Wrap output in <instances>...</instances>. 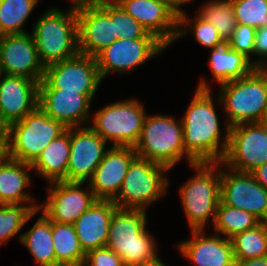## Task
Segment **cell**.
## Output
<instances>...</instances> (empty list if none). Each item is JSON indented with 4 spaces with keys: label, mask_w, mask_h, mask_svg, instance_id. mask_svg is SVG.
Wrapping results in <instances>:
<instances>
[{
    "label": "cell",
    "mask_w": 267,
    "mask_h": 266,
    "mask_svg": "<svg viewBox=\"0 0 267 266\" xmlns=\"http://www.w3.org/2000/svg\"><path fill=\"white\" fill-rule=\"evenodd\" d=\"M190 167L197 173L180 187L179 197L190 229L204 230L207 223L214 224L220 203V162H198Z\"/></svg>",
    "instance_id": "5"
},
{
    "label": "cell",
    "mask_w": 267,
    "mask_h": 266,
    "mask_svg": "<svg viewBox=\"0 0 267 266\" xmlns=\"http://www.w3.org/2000/svg\"><path fill=\"white\" fill-rule=\"evenodd\" d=\"M147 212L117 208L112 214L106 247L121 257L125 266H137L158 255V245L146 230Z\"/></svg>",
    "instance_id": "4"
},
{
    "label": "cell",
    "mask_w": 267,
    "mask_h": 266,
    "mask_svg": "<svg viewBox=\"0 0 267 266\" xmlns=\"http://www.w3.org/2000/svg\"><path fill=\"white\" fill-rule=\"evenodd\" d=\"M70 156V128L53 139L31 164L32 170L49 183L67 182V168Z\"/></svg>",
    "instance_id": "25"
},
{
    "label": "cell",
    "mask_w": 267,
    "mask_h": 266,
    "mask_svg": "<svg viewBox=\"0 0 267 266\" xmlns=\"http://www.w3.org/2000/svg\"><path fill=\"white\" fill-rule=\"evenodd\" d=\"M206 230H191V238L177 246L179 253L197 266H234L231 239L220 234L205 235Z\"/></svg>",
    "instance_id": "22"
},
{
    "label": "cell",
    "mask_w": 267,
    "mask_h": 266,
    "mask_svg": "<svg viewBox=\"0 0 267 266\" xmlns=\"http://www.w3.org/2000/svg\"><path fill=\"white\" fill-rule=\"evenodd\" d=\"M68 266H85L84 264H80V265H68Z\"/></svg>",
    "instance_id": "47"
},
{
    "label": "cell",
    "mask_w": 267,
    "mask_h": 266,
    "mask_svg": "<svg viewBox=\"0 0 267 266\" xmlns=\"http://www.w3.org/2000/svg\"><path fill=\"white\" fill-rule=\"evenodd\" d=\"M166 47L177 40L179 18L160 0H115Z\"/></svg>",
    "instance_id": "20"
},
{
    "label": "cell",
    "mask_w": 267,
    "mask_h": 266,
    "mask_svg": "<svg viewBox=\"0 0 267 266\" xmlns=\"http://www.w3.org/2000/svg\"><path fill=\"white\" fill-rule=\"evenodd\" d=\"M166 48L157 38H118L101 50L95 58L103 80L112 72L130 73L147 60L161 54Z\"/></svg>",
    "instance_id": "12"
},
{
    "label": "cell",
    "mask_w": 267,
    "mask_h": 266,
    "mask_svg": "<svg viewBox=\"0 0 267 266\" xmlns=\"http://www.w3.org/2000/svg\"><path fill=\"white\" fill-rule=\"evenodd\" d=\"M222 163L229 169L248 173L267 163V124L243 123L230 127Z\"/></svg>",
    "instance_id": "11"
},
{
    "label": "cell",
    "mask_w": 267,
    "mask_h": 266,
    "mask_svg": "<svg viewBox=\"0 0 267 266\" xmlns=\"http://www.w3.org/2000/svg\"><path fill=\"white\" fill-rule=\"evenodd\" d=\"M114 20L115 34L118 38L139 39L156 38L128 14L115 0L96 1Z\"/></svg>",
    "instance_id": "34"
},
{
    "label": "cell",
    "mask_w": 267,
    "mask_h": 266,
    "mask_svg": "<svg viewBox=\"0 0 267 266\" xmlns=\"http://www.w3.org/2000/svg\"><path fill=\"white\" fill-rule=\"evenodd\" d=\"M39 210V204L0 205V245L19 234Z\"/></svg>",
    "instance_id": "33"
},
{
    "label": "cell",
    "mask_w": 267,
    "mask_h": 266,
    "mask_svg": "<svg viewBox=\"0 0 267 266\" xmlns=\"http://www.w3.org/2000/svg\"><path fill=\"white\" fill-rule=\"evenodd\" d=\"M19 240L38 266H56L52 221L43 212L32 228L19 235Z\"/></svg>",
    "instance_id": "27"
},
{
    "label": "cell",
    "mask_w": 267,
    "mask_h": 266,
    "mask_svg": "<svg viewBox=\"0 0 267 266\" xmlns=\"http://www.w3.org/2000/svg\"><path fill=\"white\" fill-rule=\"evenodd\" d=\"M209 86L203 77L181 119L185 151L196 163L222 162L229 144L230 126L225 125L222 138ZM221 138L223 140L220 142Z\"/></svg>",
    "instance_id": "1"
},
{
    "label": "cell",
    "mask_w": 267,
    "mask_h": 266,
    "mask_svg": "<svg viewBox=\"0 0 267 266\" xmlns=\"http://www.w3.org/2000/svg\"><path fill=\"white\" fill-rule=\"evenodd\" d=\"M39 0H0V36L27 33L24 23Z\"/></svg>",
    "instance_id": "32"
},
{
    "label": "cell",
    "mask_w": 267,
    "mask_h": 266,
    "mask_svg": "<svg viewBox=\"0 0 267 266\" xmlns=\"http://www.w3.org/2000/svg\"><path fill=\"white\" fill-rule=\"evenodd\" d=\"M162 3H164L168 8H170L174 14L179 18L181 15L185 14V10L182 9V5L186 4L188 2H192L194 0H160Z\"/></svg>",
    "instance_id": "40"
},
{
    "label": "cell",
    "mask_w": 267,
    "mask_h": 266,
    "mask_svg": "<svg viewBox=\"0 0 267 266\" xmlns=\"http://www.w3.org/2000/svg\"><path fill=\"white\" fill-rule=\"evenodd\" d=\"M0 71L8 76H22L38 83L45 67L40 62L32 33L0 36Z\"/></svg>",
    "instance_id": "15"
},
{
    "label": "cell",
    "mask_w": 267,
    "mask_h": 266,
    "mask_svg": "<svg viewBox=\"0 0 267 266\" xmlns=\"http://www.w3.org/2000/svg\"><path fill=\"white\" fill-rule=\"evenodd\" d=\"M118 207L110 200H96L75 222L74 228L82 250L105 247L112 214Z\"/></svg>",
    "instance_id": "23"
},
{
    "label": "cell",
    "mask_w": 267,
    "mask_h": 266,
    "mask_svg": "<svg viewBox=\"0 0 267 266\" xmlns=\"http://www.w3.org/2000/svg\"><path fill=\"white\" fill-rule=\"evenodd\" d=\"M91 101L86 94L56 88H38V107L67 128L90 125Z\"/></svg>",
    "instance_id": "17"
},
{
    "label": "cell",
    "mask_w": 267,
    "mask_h": 266,
    "mask_svg": "<svg viewBox=\"0 0 267 266\" xmlns=\"http://www.w3.org/2000/svg\"><path fill=\"white\" fill-rule=\"evenodd\" d=\"M0 134H8V129L7 127L2 123L0 120Z\"/></svg>",
    "instance_id": "46"
},
{
    "label": "cell",
    "mask_w": 267,
    "mask_h": 266,
    "mask_svg": "<svg viewBox=\"0 0 267 266\" xmlns=\"http://www.w3.org/2000/svg\"><path fill=\"white\" fill-rule=\"evenodd\" d=\"M137 266H167V265L157 255L153 259L145 261L144 263Z\"/></svg>",
    "instance_id": "44"
},
{
    "label": "cell",
    "mask_w": 267,
    "mask_h": 266,
    "mask_svg": "<svg viewBox=\"0 0 267 266\" xmlns=\"http://www.w3.org/2000/svg\"><path fill=\"white\" fill-rule=\"evenodd\" d=\"M79 182L54 181L47 188L48 196L39 210L51 221L61 224H74L97 200L87 184L83 190Z\"/></svg>",
    "instance_id": "14"
},
{
    "label": "cell",
    "mask_w": 267,
    "mask_h": 266,
    "mask_svg": "<svg viewBox=\"0 0 267 266\" xmlns=\"http://www.w3.org/2000/svg\"><path fill=\"white\" fill-rule=\"evenodd\" d=\"M259 58L252 61L255 68L264 69L267 66V27L256 29L253 56Z\"/></svg>",
    "instance_id": "39"
},
{
    "label": "cell",
    "mask_w": 267,
    "mask_h": 266,
    "mask_svg": "<svg viewBox=\"0 0 267 266\" xmlns=\"http://www.w3.org/2000/svg\"><path fill=\"white\" fill-rule=\"evenodd\" d=\"M220 201L228 206L245 210L267 222V190L252 173L229 169L222 162Z\"/></svg>",
    "instance_id": "13"
},
{
    "label": "cell",
    "mask_w": 267,
    "mask_h": 266,
    "mask_svg": "<svg viewBox=\"0 0 267 266\" xmlns=\"http://www.w3.org/2000/svg\"><path fill=\"white\" fill-rule=\"evenodd\" d=\"M198 15L217 29L224 42L230 39L238 25L231 0L204 2L198 11Z\"/></svg>",
    "instance_id": "31"
},
{
    "label": "cell",
    "mask_w": 267,
    "mask_h": 266,
    "mask_svg": "<svg viewBox=\"0 0 267 266\" xmlns=\"http://www.w3.org/2000/svg\"><path fill=\"white\" fill-rule=\"evenodd\" d=\"M256 29L248 25L238 24L227 41L229 46L248 58L252 64ZM252 55V56H251Z\"/></svg>",
    "instance_id": "37"
},
{
    "label": "cell",
    "mask_w": 267,
    "mask_h": 266,
    "mask_svg": "<svg viewBox=\"0 0 267 266\" xmlns=\"http://www.w3.org/2000/svg\"><path fill=\"white\" fill-rule=\"evenodd\" d=\"M220 86L216 95L225 110L230 127L243 123H261L267 117V71L255 68L241 79Z\"/></svg>",
    "instance_id": "2"
},
{
    "label": "cell",
    "mask_w": 267,
    "mask_h": 266,
    "mask_svg": "<svg viewBox=\"0 0 267 266\" xmlns=\"http://www.w3.org/2000/svg\"><path fill=\"white\" fill-rule=\"evenodd\" d=\"M9 158L32 164L45 147L66 130L61 122L46 115L38 106L8 128Z\"/></svg>",
    "instance_id": "9"
},
{
    "label": "cell",
    "mask_w": 267,
    "mask_h": 266,
    "mask_svg": "<svg viewBox=\"0 0 267 266\" xmlns=\"http://www.w3.org/2000/svg\"><path fill=\"white\" fill-rule=\"evenodd\" d=\"M134 150L138 157L170 170L185 157L189 166L196 163L185 151L182 122L173 115L147 114Z\"/></svg>",
    "instance_id": "6"
},
{
    "label": "cell",
    "mask_w": 267,
    "mask_h": 266,
    "mask_svg": "<svg viewBox=\"0 0 267 266\" xmlns=\"http://www.w3.org/2000/svg\"><path fill=\"white\" fill-rule=\"evenodd\" d=\"M102 78L94 56H76L45 67L38 88H56L86 94L92 100Z\"/></svg>",
    "instance_id": "10"
},
{
    "label": "cell",
    "mask_w": 267,
    "mask_h": 266,
    "mask_svg": "<svg viewBox=\"0 0 267 266\" xmlns=\"http://www.w3.org/2000/svg\"><path fill=\"white\" fill-rule=\"evenodd\" d=\"M77 19L78 49L81 54L95 57L118 39L114 20L97 2L77 6Z\"/></svg>",
    "instance_id": "18"
},
{
    "label": "cell",
    "mask_w": 267,
    "mask_h": 266,
    "mask_svg": "<svg viewBox=\"0 0 267 266\" xmlns=\"http://www.w3.org/2000/svg\"><path fill=\"white\" fill-rule=\"evenodd\" d=\"M234 266H267V255L249 260H235Z\"/></svg>",
    "instance_id": "42"
},
{
    "label": "cell",
    "mask_w": 267,
    "mask_h": 266,
    "mask_svg": "<svg viewBox=\"0 0 267 266\" xmlns=\"http://www.w3.org/2000/svg\"><path fill=\"white\" fill-rule=\"evenodd\" d=\"M238 24L267 27V0H231Z\"/></svg>",
    "instance_id": "36"
},
{
    "label": "cell",
    "mask_w": 267,
    "mask_h": 266,
    "mask_svg": "<svg viewBox=\"0 0 267 266\" xmlns=\"http://www.w3.org/2000/svg\"><path fill=\"white\" fill-rule=\"evenodd\" d=\"M144 107L138 99L115 101L98 109L89 126L112 146L135 147L147 116Z\"/></svg>",
    "instance_id": "8"
},
{
    "label": "cell",
    "mask_w": 267,
    "mask_h": 266,
    "mask_svg": "<svg viewBox=\"0 0 267 266\" xmlns=\"http://www.w3.org/2000/svg\"><path fill=\"white\" fill-rule=\"evenodd\" d=\"M137 157L134 147L111 146L87 182L97 200L113 201L123 184L131 162Z\"/></svg>",
    "instance_id": "19"
},
{
    "label": "cell",
    "mask_w": 267,
    "mask_h": 266,
    "mask_svg": "<svg viewBox=\"0 0 267 266\" xmlns=\"http://www.w3.org/2000/svg\"><path fill=\"white\" fill-rule=\"evenodd\" d=\"M251 173L255 180L267 190V163L258 166Z\"/></svg>",
    "instance_id": "41"
},
{
    "label": "cell",
    "mask_w": 267,
    "mask_h": 266,
    "mask_svg": "<svg viewBox=\"0 0 267 266\" xmlns=\"http://www.w3.org/2000/svg\"><path fill=\"white\" fill-rule=\"evenodd\" d=\"M188 33H193L196 41L206 48L212 49L224 43L217 29L198 14L194 18H189L186 13L179 17L177 40Z\"/></svg>",
    "instance_id": "35"
},
{
    "label": "cell",
    "mask_w": 267,
    "mask_h": 266,
    "mask_svg": "<svg viewBox=\"0 0 267 266\" xmlns=\"http://www.w3.org/2000/svg\"><path fill=\"white\" fill-rule=\"evenodd\" d=\"M30 170L31 164L10 158L0 163V205L39 204L26 192L32 180Z\"/></svg>",
    "instance_id": "24"
},
{
    "label": "cell",
    "mask_w": 267,
    "mask_h": 266,
    "mask_svg": "<svg viewBox=\"0 0 267 266\" xmlns=\"http://www.w3.org/2000/svg\"><path fill=\"white\" fill-rule=\"evenodd\" d=\"M44 67L76 56L78 49L77 6L69 10L47 9L31 31Z\"/></svg>",
    "instance_id": "3"
},
{
    "label": "cell",
    "mask_w": 267,
    "mask_h": 266,
    "mask_svg": "<svg viewBox=\"0 0 267 266\" xmlns=\"http://www.w3.org/2000/svg\"><path fill=\"white\" fill-rule=\"evenodd\" d=\"M9 158L8 134H0V163Z\"/></svg>",
    "instance_id": "43"
},
{
    "label": "cell",
    "mask_w": 267,
    "mask_h": 266,
    "mask_svg": "<svg viewBox=\"0 0 267 266\" xmlns=\"http://www.w3.org/2000/svg\"><path fill=\"white\" fill-rule=\"evenodd\" d=\"M106 145L90 126L70 128L67 182H88L109 149Z\"/></svg>",
    "instance_id": "16"
},
{
    "label": "cell",
    "mask_w": 267,
    "mask_h": 266,
    "mask_svg": "<svg viewBox=\"0 0 267 266\" xmlns=\"http://www.w3.org/2000/svg\"><path fill=\"white\" fill-rule=\"evenodd\" d=\"M56 266L84 264L86 253L82 250L74 225L52 221Z\"/></svg>",
    "instance_id": "28"
},
{
    "label": "cell",
    "mask_w": 267,
    "mask_h": 266,
    "mask_svg": "<svg viewBox=\"0 0 267 266\" xmlns=\"http://www.w3.org/2000/svg\"><path fill=\"white\" fill-rule=\"evenodd\" d=\"M72 2V6H79L83 4H88V3H94L97 0H70Z\"/></svg>",
    "instance_id": "45"
},
{
    "label": "cell",
    "mask_w": 267,
    "mask_h": 266,
    "mask_svg": "<svg viewBox=\"0 0 267 266\" xmlns=\"http://www.w3.org/2000/svg\"><path fill=\"white\" fill-rule=\"evenodd\" d=\"M231 239L235 260H249L267 255V222L237 233Z\"/></svg>",
    "instance_id": "30"
},
{
    "label": "cell",
    "mask_w": 267,
    "mask_h": 266,
    "mask_svg": "<svg viewBox=\"0 0 267 266\" xmlns=\"http://www.w3.org/2000/svg\"><path fill=\"white\" fill-rule=\"evenodd\" d=\"M85 266H125L114 251L108 247L90 250L85 255Z\"/></svg>",
    "instance_id": "38"
},
{
    "label": "cell",
    "mask_w": 267,
    "mask_h": 266,
    "mask_svg": "<svg viewBox=\"0 0 267 266\" xmlns=\"http://www.w3.org/2000/svg\"><path fill=\"white\" fill-rule=\"evenodd\" d=\"M38 87L27 77L0 75V120L7 128L38 106Z\"/></svg>",
    "instance_id": "21"
},
{
    "label": "cell",
    "mask_w": 267,
    "mask_h": 266,
    "mask_svg": "<svg viewBox=\"0 0 267 266\" xmlns=\"http://www.w3.org/2000/svg\"><path fill=\"white\" fill-rule=\"evenodd\" d=\"M167 166L136 157L130 164L114 204L121 209L147 211V207L167 194Z\"/></svg>",
    "instance_id": "7"
},
{
    "label": "cell",
    "mask_w": 267,
    "mask_h": 266,
    "mask_svg": "<svg viewBox=\"0 0 267 266\" xmlns=\"http://www.w3.org/2000/svg\"><path fill=\"white\" fill-rule=\"evenodd\" d=\"M209 67L218 85L249 75L255 67L244 55L233 50L228 42L210 49Z\"/></svg>",
    "instance_id": "26"
},
{
    "label": "cell",
    "mask_w": 267,
    "mask_h": 266,
    "mask_svg": "<svg viewBox=\"0 0 267 266\" xmlns=\"http://www.w3.org/2000/svg\"><path fill=\"white\" fill-rule=\"evenodd\" d=\"M261 221L248 211L223 204L221 201L217 207L214 231L225 238L230 239L240 232L255 227Z\"/></svg>",
    "instance_id": "29"
}]
</instances>
